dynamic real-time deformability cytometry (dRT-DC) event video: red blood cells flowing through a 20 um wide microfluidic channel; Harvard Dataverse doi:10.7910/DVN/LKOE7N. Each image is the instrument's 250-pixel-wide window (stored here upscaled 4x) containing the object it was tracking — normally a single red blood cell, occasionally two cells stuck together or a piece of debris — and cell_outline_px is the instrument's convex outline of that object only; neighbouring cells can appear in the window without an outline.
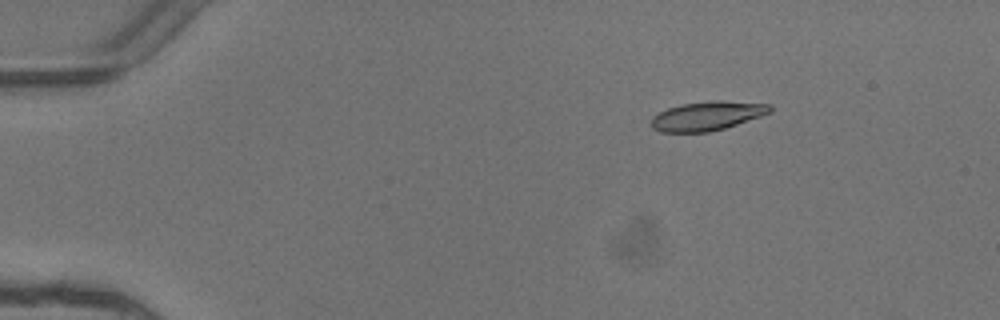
{"species": "common noctule bat (a hibernating species)", "species_latin": "Nyctalus noctula", "temperature_condition": "warm", "stored_images_in_passage": 3, "camera_frame_rate_fps": 3000, "um_per_image_px": 0.085, "animal": {"sex": "female"}, "frame": {"image": 1, "passage_image": 1, "time_ms": 0.0, "image_size_px": [1000, 320], "cell_outline_px": [[772, 112], [724, 128], [708, 132], [660, 132], [652, 128], [652, 116], [668, 108], [680, 104], [712, 100], [720, 100], [772, 104]], "centroid_in_image_um": [60.12, 9.84], "position_along_channel_um": 24.9, "area_um2": 20.11}}
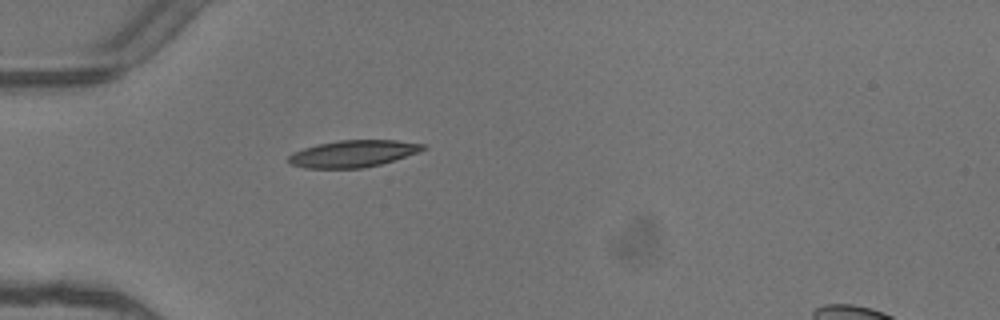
{"frame": {"image": 2, "passage_image": 3, "time_ms": 0.667, "image_size_px": [1000, 320], "cell_outline_px": [[428, 148], [380, 164], [364, 168], [304, 168], [292, 164], [288, 160], [288, 156], [292, 152], [316, 144], [340, 140], [396, 140], [424, 144]], "centroid_in_image_um": [29.97, 13.05], "position_along_channel_um": 55.0, "area_um2": 20.87}}